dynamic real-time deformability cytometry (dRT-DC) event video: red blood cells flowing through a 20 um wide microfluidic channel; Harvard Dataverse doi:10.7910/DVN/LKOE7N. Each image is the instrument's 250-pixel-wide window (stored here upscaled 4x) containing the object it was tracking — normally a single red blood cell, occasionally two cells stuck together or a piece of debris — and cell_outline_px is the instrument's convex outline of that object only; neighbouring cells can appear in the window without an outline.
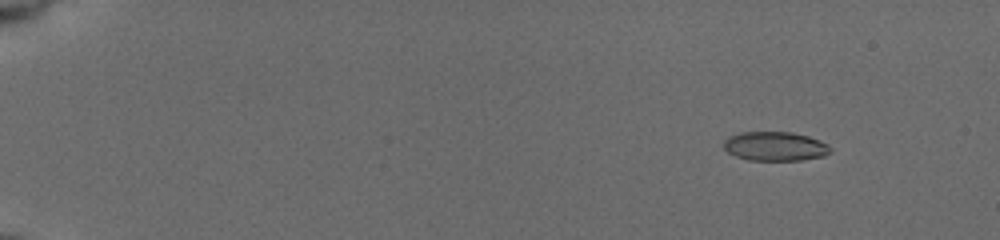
{"species": "common noctule bat (a hibernating species)", "species_latin": "Nyctalus noctula", "temperature_condition": "cold", "stored_images_in_passage": 15, "camera_frame_rate_fps": 3000, "um_per_image_px": 0.085, "animal": {"sex": "female", "body_mass_g": 19.5, "forearm_length_mm": 54.1}, "frame": {"image": 1, "passage_image": 7, "time_ms": 2.0, "image_size_px": [1000, 240], "cell_outline_px": [[832, 152], [824, 156], [800, 160], [748, 160], [736, 156], [728, 152], [724, 148], [724, 140], [728, 136], [740, 132], [792, 132], [808, 136], [820, 140], [828, 144], [832, 148]], "centroid_in_image_um": [65.9, 12.43], "position_along_channel_um": 19.1, "area_um2": 18.26}}